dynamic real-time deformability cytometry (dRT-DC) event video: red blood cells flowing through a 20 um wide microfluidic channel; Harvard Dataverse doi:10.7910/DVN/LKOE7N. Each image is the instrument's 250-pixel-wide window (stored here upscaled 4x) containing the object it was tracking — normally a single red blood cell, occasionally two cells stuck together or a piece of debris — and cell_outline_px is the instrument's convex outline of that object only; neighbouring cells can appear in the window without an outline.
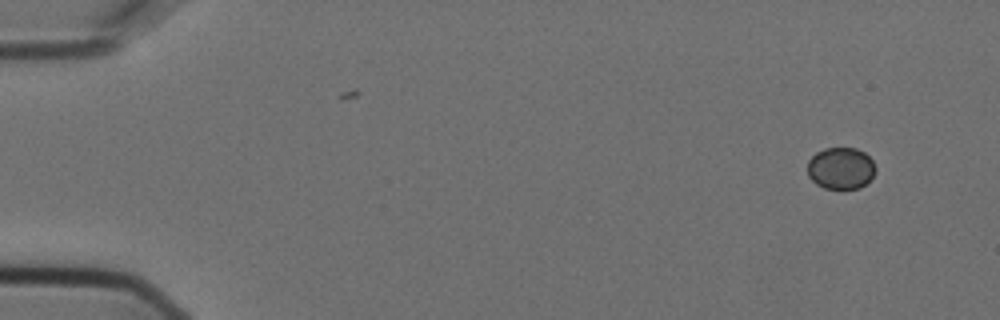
{"species": "Egyptian fruit bat (a non-hibernating species)", "species_latin": "Rousettus aegyptiacus", "temperature_condition": "cold", "stored_images_in_passage": 2, "camera_frame_rate_fps": 3000, "um_per_image_px": 0.085, "animal": {"sex": "female"}, "frame": {"image": 1, "passage_image": 2, "time_ms": 0.333, "image_size_px": [1000, 320], "cell_outline_px": [[876, 168], [872, 176], [860, 188], [824, 188], [816, 184], [808, 176], [808, 160], [816, 152], [824, 148], [856, 148], [864, 152], [872, 160]], "centroid_in_image_um": [71.45, 14.29], "position_along_channel_um": 13.6, "area_um2": 16.47}}